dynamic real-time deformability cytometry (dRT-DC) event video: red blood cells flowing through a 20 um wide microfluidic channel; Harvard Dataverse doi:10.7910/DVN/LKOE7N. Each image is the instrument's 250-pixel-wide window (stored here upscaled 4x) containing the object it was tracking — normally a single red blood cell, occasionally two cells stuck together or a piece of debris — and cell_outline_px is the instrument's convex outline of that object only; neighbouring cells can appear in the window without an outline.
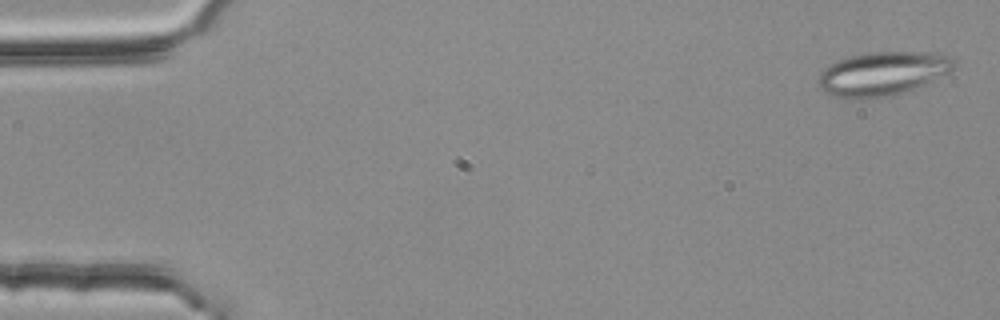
{"species": "common noctule bat (a hibernating species)", "species_latin": "Nyctalus noctula", "temperature_condition": "room temperature", "stored_images_in_passage": 53, "segment_of_instrument_passage": [1, 2], "camera_frame_rate_fps": 3000, "um_per_image_px": 0.085, "animal": {"sex": "female", "body_mass_g": 25.1}, "frame": {"image": 1, "passage_image": 1, "time_ms": 0.0, "image_size_px": [1000, 320], "cell_outline_px": [[956, 68], [952, 72], [904, 92], [892, 96], [864, 100], [852, 100], [832, 96], [824, 92], [820, 88], [816, 80], [820, 72], [824, 68], [836, 60], [848, 56], [868, 52], [936, 52], [952, 56], [956, 60]], "centroid_in_image_um": [75.01, 6.27], "position_along_channel_um": 10.0, "area_um2": 35.66}}
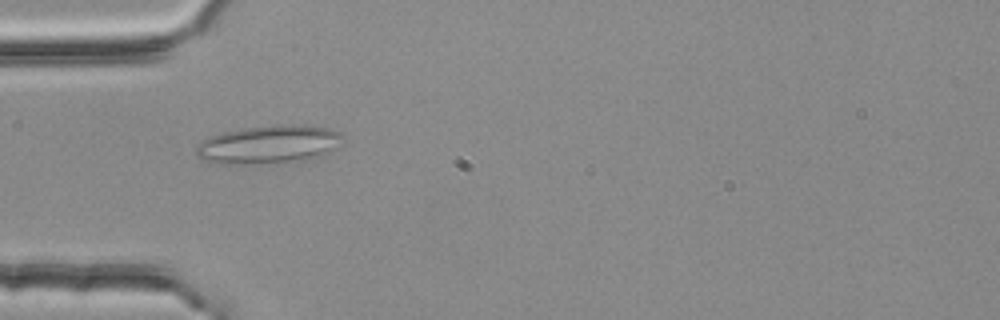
{"frame": {"image": 2, "passage_image": 16, "time_ms": 5.0, "image_size_px": [1000, 320], "cell_outline_px": [[344, 136], [336, 148], [324, 156], [308, 160], [248, 164], [220, 164], [208, 160], [200, 156], [196, 152], [196, 148], [208, 136], [224, 132], [244, 128], [276, 124], [304, 124], [328, 128], [340, 132]], "centroid_in_image_um": [22.93, 12.27], "position_along_channel_um": 62.1, "area_um2": 32.89}}